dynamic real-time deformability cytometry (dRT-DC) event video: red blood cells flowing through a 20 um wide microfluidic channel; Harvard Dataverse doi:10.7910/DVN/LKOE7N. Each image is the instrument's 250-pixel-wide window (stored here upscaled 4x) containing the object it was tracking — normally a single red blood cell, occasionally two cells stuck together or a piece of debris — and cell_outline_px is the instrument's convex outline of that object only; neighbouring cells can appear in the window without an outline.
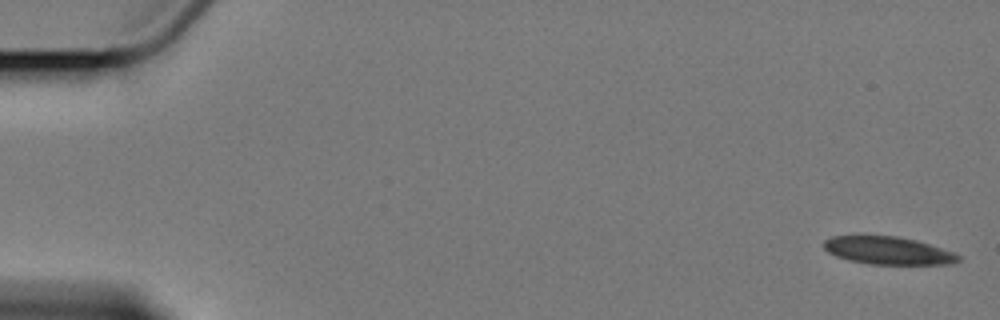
{"species": "Egyptian fruit bat (a non-hibernating species)", "species_latin": "Rousettus aegyptiacus", "temperature_condition": "cold", "stored_images_in_passage": 7, "camera_frame_rate_fps": 3000, "um_per_image_px": 0.085, "animal": {"sex": "female"}, "frame": {"image": 1, "passage_image": 1, "time_ms": 0.0, "image_size_px": [1000, 320], "cell_outline_px": [[960, 260], [948, 264], [872, 264], [852, 260], [836, 256], [828, 252], [824, 248], [824, 240], [832, 236], [896, 236], [916, 240], [952, 252], [960, 256]], "centroid_in_image_um": [75.47, 21.29], "position_along_channel_um": 9.5, "area_um2": 21.33}}
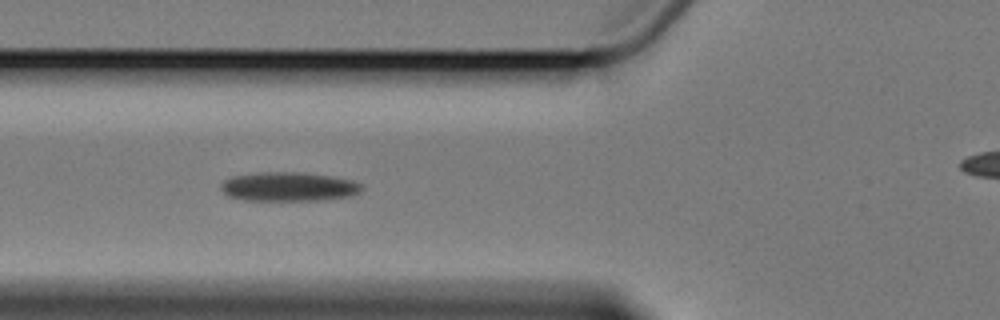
{"frame": {"image": 2, "passage_image": 6, "time_ms": 7.0, "image_size_px": [1000, 320], "cell_outline_px": [[364, 188], [360, 192], [352, 196], [320, 200], [244, 200], [228, 196], [220, 188], [220, 184], [224, 180], [232, 176], [256, 172], [304, 172], [332, 176], [352, 180], [364, 184]], "centroid_in_image_um": [24.56, 15.86], "position_along_channel_um": 101.2, "area_um2": 24.22}}
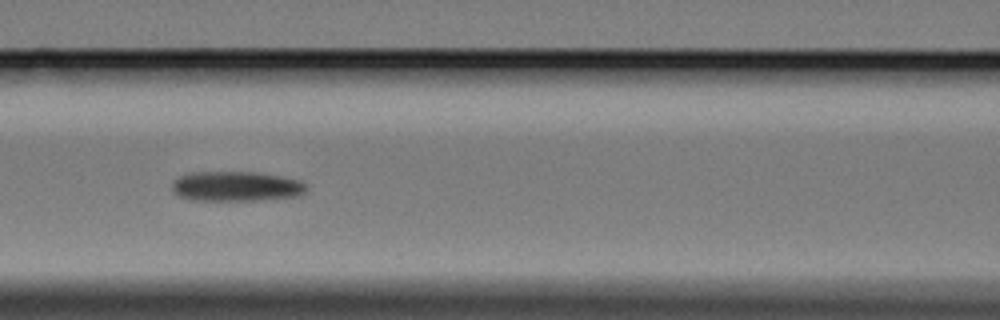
{"frame": {"image": 3, "passage_image": 7, "time_ms": 8.333, "image_size_px": [1000, 320], "cell_outline_px": [[308, 188], [300, 196], [256, 200], [192, 200], [176, 196], [172, 192], [172, 184], [180, 176], [188, 172], [256, 172], [280, 176], [300, 180], [308, 184]], "centroid_in_image_um": [20.08, 15.84], "position_along_channel_um": 146.5, "area_um2": 23.64}}